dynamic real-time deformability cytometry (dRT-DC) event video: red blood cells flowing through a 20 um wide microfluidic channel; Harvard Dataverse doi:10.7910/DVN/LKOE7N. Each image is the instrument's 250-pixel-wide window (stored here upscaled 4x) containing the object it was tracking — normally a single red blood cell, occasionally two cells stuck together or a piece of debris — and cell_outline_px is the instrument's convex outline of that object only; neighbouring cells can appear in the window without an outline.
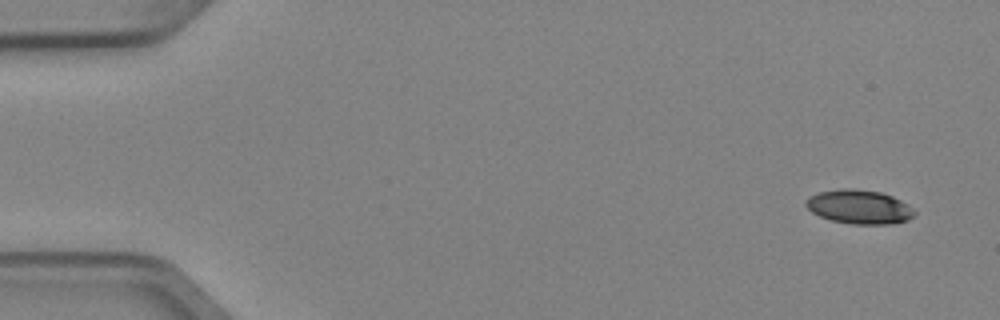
{"species": "Egyptian fruit bat (a non-hibernating species)", "species_latin": "Rousettus aegyptiacus", "temperature_condition": "cold", "stored_images_in_passage": 5, "camera_frame_rate_fps": 3000, "um_per_image_px": 0.085, "animal": {"sex": "female"}, "frame": {"image": 1, "passage_image": 1, "time_ms": 0.0, "image_size_px": [1000, 320], "cell_outline_px": [[916, 212], [908, 220], [892, 224], [852, 224], [832, 220], [820, 216], [812, 212], [804, 204], [804, 200], [808, 196], [816, 192], [844, 188], [852, 188], [880, 192], [892, 196], [908, 204]], "centroid_in_image_um": [73.0, 17.57], "position_along_channel_um": 12.0, "area_um2": 21.62}}
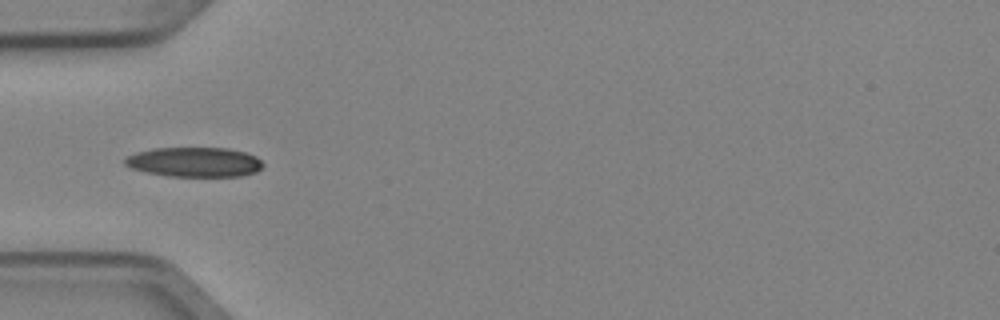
{"frame": {"image": 2, "passage_image": 5, "time_ms": 1.333, "image_size_px": [1000, 320], "cell_outline_px": [[264, 164], [256, 172], [240, 176], [168, 176], [148, 172], [132, 168], [124, 164], [124, 156], [136, 152], [152, 148], [228, 148], [244, 152], [256, 156]], "centroid_in_image_um": [16.5, 13.77], "position_along_channel_um": 68.5, "area_um2": 23.87}}